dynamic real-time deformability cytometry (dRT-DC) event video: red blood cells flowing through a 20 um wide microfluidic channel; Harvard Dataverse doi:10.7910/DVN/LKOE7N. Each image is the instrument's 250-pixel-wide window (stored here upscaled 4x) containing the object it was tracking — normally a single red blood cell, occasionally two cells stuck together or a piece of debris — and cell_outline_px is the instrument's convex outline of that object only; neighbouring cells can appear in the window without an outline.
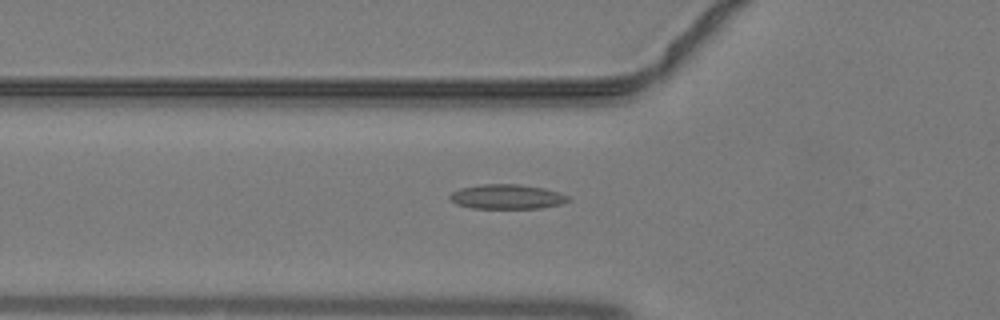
{"species": "common noctule bat (a hibernating species)", "species_latin": "Nyctalus noctula", "temperature_condition": "warm", "stored_images_in_passage": 45, "camera_frame_rate_fps": 3000, "um_per_image_px": 0.085, "animal": {"sex": "male", "body_mass_g": 19.2, "forearm_length_mm": 51.8}, "frame": {"image": 1, "passage_image": 16, "time_ms": 5.0, "image_size_px": [1000, 320], "cell_outline_px": [[572, 200], [560, 204], [540, 208], [472, 208], [456, 204], [448, 196], [452, 192], [460, 188], [480, 184], [520, 184], [544, 188], [560, 192], [568, 196]], "centroid_in_image_um": [43.1, 16.71], "position_along_channel_um": 82.7, "area_um2": 17.05}}
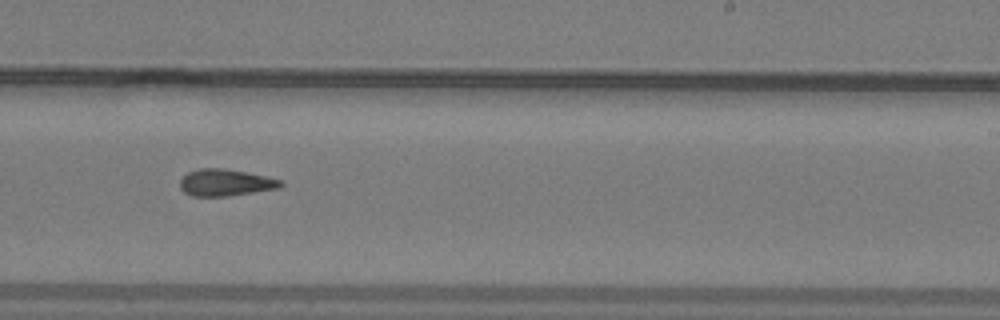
{"frame": {"image": 2, "passage_image": 28, "time_ms": 9.0, "image_size_px": [1000, 320], "cell_outline_px": [[284, 184], [280, 188], [228, 196], [192, 196], [184, 192], [180, 188], [180, 180], [188, 172], [196, 168], [224, 168], [248, 172], [280, 180]], "centroid_in_image_um": [19.15, 15.51], "position_along_channel_um": 269.9, "area_um2": 15.78}}
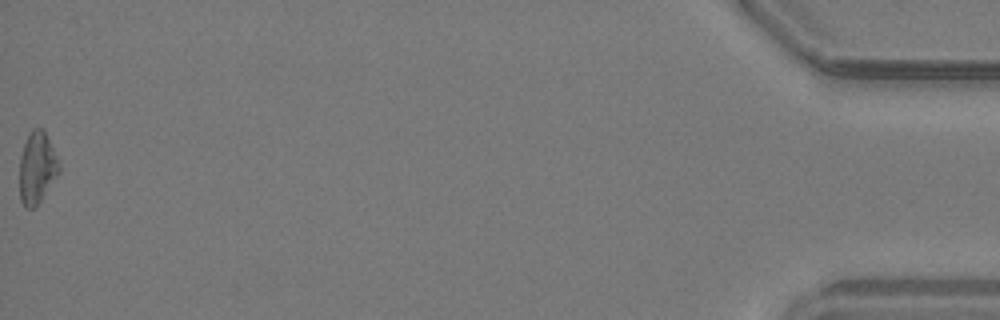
{"frame": {"image": 3, "passage_image": 45, "time_ms": 14.667, "image_size_px": [1000, 320], "cell_outline_px": [[60, 172], [40, 200], [32, 208], [24, 208], [20, 200], [20, 156], [24, 144], [32, 128], [40, 128], [44, 132], [56, 156], [60, 168]], "centroid_in_image_um": [3.13, 14.28], "position_along_channel_um": 432.1, "area_um2": 16.07}}